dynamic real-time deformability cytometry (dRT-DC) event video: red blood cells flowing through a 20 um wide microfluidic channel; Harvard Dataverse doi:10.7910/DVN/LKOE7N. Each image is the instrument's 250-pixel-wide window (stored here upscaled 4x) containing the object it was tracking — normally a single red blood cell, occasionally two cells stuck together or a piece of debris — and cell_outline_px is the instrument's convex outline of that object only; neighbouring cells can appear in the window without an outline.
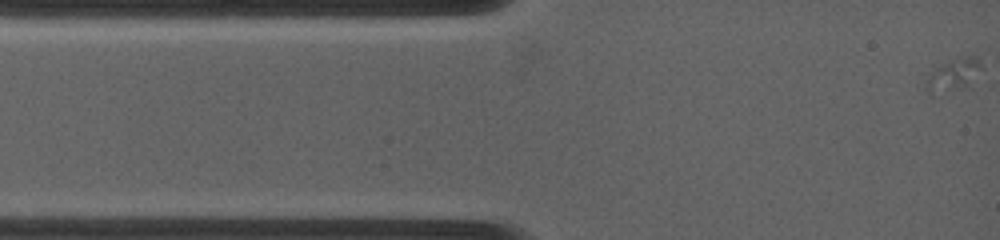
{"species": "common noctule bat (a hibernating species)", "species_latin": "Nyctalus noctula", "temperature_condition": "warm", "stored_images_in_passage": 3, "camera_frame_rate_fps": 4500, "um_per_image_px": 0.085, "animal": {"sex": "female", "body_mass_g": 19.0, "forearm_length_mm": 53.3}, "frame": {"image": 1, "passage_image": 1, "time_ms": 0.0, "image_size_px": [1000, 240], "cell_outline_px": [[980, 68], [968, 88], [932, 96], [924, 88], [928, 76], [936, 68], [960, 56], [980, 56]], "centroid_in_image_um": [81.02, 6.42], "position_along_channel_um": 4.0, "area_um2": 10.64}}